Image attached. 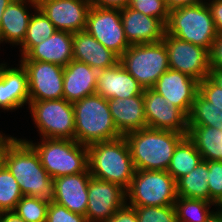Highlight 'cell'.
<instances>
[{
	"label": "cell",
	"mask_w": 222,
	"mask_h": 222,
	"mask_svg": "<svg viewBox=\"0 0 222 222\" xmlns=\"http://www.w3.org/2000/svg\"><path fill=\"white\" fill-rule=\"evenodd\" d=\"M188 126H210L222 130V109L213 107L198 92L188 116Z\"/></svg>",
	"instance_id": "obj_31"
},
{
	"label": "cell",
	"mask_w": 222,
	"mask_h": 222,
	"mask_svg": "<svg viewBox=\"0 0 222 222\" xmlns=\"http://www.w3.org/2000/svg\"><path fill=\"white\" fill-rule=\"evenodd\" d=\"M31 16L23 43L19 46L21 57L25 56L34 46L48 39L56 31L53 23L37 7Z\"/></svg>",
	"instance_id": "obj_29"
},
{
	"label": "cell",
	"mask_w": 222,
	"mask_h": 222,
	"mask_svg": "<svg viewBox=\"0 0 222 222\" xmlns=\"http://www.w3.org/2000/svg\"><path fill=\"white\" fill-rule=\"evenodd\" d=\"M105 222H138L135 208L125 204Z\"/></svg>",
	"instance_id": "obj_40"
},
{
	"label": "cell",
	"mask_w": 222,
	"mask_h": 222,
	"mask_svg": "<svg viewBox=\"0 0 222 222\" xmlns=\"http://www.w3.org/2000/svg\"><path fill=\"white\" fill-rule=\"evenodd\" d=\"M21 60L55 63L65 67L73 60V33L57 30L48 39L34 46Z\"/></svg>",
	"instance_id": "obj_25"
},
{
	"label": "cell",
	"mask_w": 222,
	"mask_h": 222,
	"mask_svg": "<svg viewBox=\"0 0 222 222\" xmlns=\"http://www.w3.org/2000/svg\"><path fill=\"white\" fill-rule=\"evenodd\" d=\"M209 2V3H208ZM207 5L218 34H222V0H208Z\"/></svg>",
	"instance_id": "obj_41"
},
{
	"label": "cell",
	"mask_w": 222,
	"mask_h": 222,
	"mask_svg": "<svg viewBox=\"0 0 222 222\" xmlns=\"http://www.w3.org/2000/svg\"><path fill=\"white\" fill-rule=\"evenodd\" d=\"M46 222H88L86 216L73 213L57 203L48 206Z\"/></svg>",
	"instance_id": "obj_37"
},
{
	"label": "cell",
	"mask_w": 222,
	"mask_h": 222,
	"mask_svg": "<svg viewBox=\"0 0 222 222\" xmlns=\"http://www.w3.org/2000/svg\"><path fill=\"white\" fill-rule=\"evenodd\" d=\"M132 207L135 208L138 222H178L174 205Z\"/></svg>",
	"instance_id": "obj_34"
},
{
	"label": "cell",
	"mask_w": 222,
	"mask_h": 222,
	"mask_svg": "<svg viewBox=\"0 0 222 222\" xmlns=\"http://www.w3.org/2000/svg\"><path fill=\"white\" fill-rule=\"evenodd\" d=\"M23 194L6 166L0 169V212L13 211Z\"/></svg>",
	"instance_id": "obj_32"
},
{
	"label": "cell",
	"mask_w": 222,
	"mask_h": 222,
	"mask_svg": "<svg viewBox=\"0 0 222 222\" xmlns=\"http://www.w3.org/2000/svg\"><path fill=\"white\" fill-rule=\"evenodd\" d=\"M203 160L195 144L185 136L175 147L167 172L177 181Z\"/></svg>",
	"instance_id": "obj_28"
},
{
	"label": "cell",
	"mask_w": 222,
	"mask_h": 222,
	"mask_svg": "<svg viewBox=\"0 0 222 222\" xmlns=\"http://www.w3.org/2000/svg\"><path fill=\"white\" fill-rule=\"evenodd\" d=\"M3 134L0 137V169H2L5 166V159H6V154L9 150V147L18 139L13 136H9Z\"/></svg>",
	"instance_id": "obj_42"
},
{
	"label": "cell",
	"mask_w": 222,
	"mask_h": 222,
	"mask_svg": "<svg viewBox=\"0 0 222 222\" xmlns=\"http://www.w3.org/2000/svg\"><path fill=\"white\" fill-rule=\"evenodd\" d=\"M37 7L57 30L71 33L86 28L90 0H36Z\"/></svg>",
	"instance_id": "obj_14"
},
{
	"label": "cell",
	"mask_w": 222,
	"mask_h": 222,
	"mask_svg": "<svg viewBox=\"0 0 222 222\" xmlns=\"http://www.w3.org/2000/svg\"><path fill=\"white\" fill-rule=\"evenodd\" d=\"M217 211L212 210L206 222H222V209L217 208Z\"/></svg>",
	"instance_id": "obj_47"
},
{
	"label": "cell",
	"mask_w": 222,
	"mask_h": 222,
	"mask_svg": "<svg viewBox=\"0 0 222 222\" xmlns=\"http://www.w3.org/2000/svg\"><path fill=\"white\" fill-rule=\"evenodd\" d=\"M27 141L36 151L40 162L52 179L84 172L88 168L87 145L71 139L41 138L33 143Z\"/></svg>",
	"instance_id": "obj_5"
},
{
	"label": "cell",
	"mask_w": 222,
	"mask_h": 222,
	"mask_svg": "<svg viewBox=\"0 0 222 222\" xmlns=\"http://www.w3.org/2000/svg\"><path fill=\"white\" fill-rule=\"evenodd\" d=\"M208 77L222 89V70L210 69Z\"/></svg>",
	"instance_id": "obj_46"
},
{
	"label": "cell",
	"mask_w": 222,
	"mask_h": 222,
	"mask_svg": "<svg viewBox=\"0 0 222 222\" xmlns=\"http://www.w3.org/2000/svg\"><path fill=\"white\" fill-rule=\"evenodd\" d=\"M161 94L170 105L190 115L193 102L199 92V81L187 74L168 69L152 87Z\"/></svg>",
	"instance_id": "obj_16"
},
{
	"label": "cell",
	"mask_w": 222,
	"mask_h": 222,
	"mask_svg": "<svg viewBox=\"0 0 222 222\" xmlns=\"http://www.w3.org/2000/svg\"><path fill=\"white\" fill-rule=\"evenodd\" d=\"M188 138L205 161H222V130L210 126H188Z\"/></svg>",
	"instance_id": "obj_26"
},
{
	"label": "cell",
	"mask_w": 222,
	"mask_h": 222,
	"mask_svg": "<svg viewBox=\"0 0 222 222\" xmlns=\"http://www.w3.org/2000/svg\"><path fill=\"white\" fill-rule=\"evenodd\" d=\"M147 127L188 133V116L152 88L143 91Z\"/></svg>",
	"instance_id": "obj_15"
},
{
	"label": "cell",
	"mask_w": 222,
	"mask_h": 222,
	"mask_svg": "<svg viewBox=\"0 0 222 222\" xmlns=\"http://www.w3.org/2000/svg\"><path fill=\"white\" fill-rule=\"evenodd\" d=\"M199 93L212 103L213 107L222 109V89L209 77L199 82Z\"/></svg>",
	"instance_id": "obj_38"
},
{
	"label": "cell",
	"mask_w": 222,
	"mask_h": 222,
	"mask_svg": "<svg viewBox=\"0 0 222 222\" xmlns=\"http://www.w3.org/2000/svg\"><path fill=\"white\" fill-rule=\"evenodd\" d=\"M98 71L88 64L72 60L64 67L63 98L74 103L96 93Z\"/></svg>",
	"instance_id": "obj_23"
},
{
	"label": "cell",
	"mask_w": 222,
	"mask_h": 222,
	"mask_svg": "<svg viewBox=\"0 0 222 222\" xmlns=\"http://www.w3.org/2000/svg\"><path fill=\"white\" fill-rule=\"evenodd\" d=\"M215 203L204 199L177 197L174 203L178 222H206Z\"/></svg>",
	"instance_id": "obj_30"
},
{
	"label": "cell",
	"mask_w": 222,
	"mask_h": 222,
	"mask_svg": "<svg viewBox=\"0 0 222 222\" xmlns=\"http://www.w3.org/2000/svg\"><path fill=\"white\" fill-rule=\"evenodd\" d=\"M209 202L222 196V161H208Z\"/></svg>",
	"instance_id": "obj_36"
},
{
	"label": "cell",
	"mask_w": 222,
	"mask_h": 222,
	"mask_svg": "<svg viewBox=\"0 0 222 222\" xmlns=\"http://www.w3.org/2000/svg\"><path fill=\"white\" fill-rule=\"evenodd\" d=\"M178 197L209 201L208 161L202 160L190 173L176 181Z\"/></svg>",
	"instance_id": "obj_27"
},
{
	"label": "cell",
	"mask_w": 222,
	"mask_h": 222,
	"mask_svg": "<svg viewBox=\"0 0 222 222\" xmlns=\"http://www.w3.org/2000/svg\"><path fill=\"white\" fill-rule=\"evenodd\" d=\"M85 30L119 58L130 46L125 37L120 8L91 5Z\"/></svg>",
	"instance_id": "obj_10"
},
{
	"label": "cell",
	"mask_w": 222,
	"mask_h": 222,
	"mask_svg": "<svg viewBox=\"0 0 222 222\" xmlns=\"http://www.w3.org/2000/svg\"><path fill=\"white\" fill-rule=\"evenodd\" d=\"M119 62L144 89L152 88L169 69L168 53L163 40L130 45Z\"/></svg>",
	"instance_id": "obj_8"
},
{
	"label": "cell",
	"mask_w": 222,
	"mask_h": 222,
	"mask_svg": "<svg viewBox=\"0 0 222 222\" xmlns=\"http://www.w3.org/2000/svg\"><path fill=\"white\" fill-rule=\"evenodd\" d=\"M19 62L27 71L30 101L63 99V66L35 60Z\"/></svg>",
	"instance_id": "obj_12"
},
{
	"label": "cell",
	"mask_w": 222,
	"mask_h": 222,
	"mask_svg": "<svg viewBox=\"0 0 222 222\" xmlns=\"http://www.w3.org/2000/svg\"><path fill=\"white\" fill-rule=\"evenodd\" d=\"M177 197L176 180L167 171L135 170L126 189L129 206H169Z\"/></svg>",
	"instance_id": "obj_7"
},
{
	"label": "cell",
	"mask_w": 222,
	"mask_h": 222,
	"mask_svg": "<svg viewBox=\"0 0 222 222\" xmlns=\"http://www.w3.org/2000/svg\"><path fill=\"white\" fill-rule=\"evenodd\" d=\"M129 0H90L91 5L109 8H124L128 6Z\"/></svg>",
	"instance_id": "obj_43"
},
{
	"label": "cell",
	"mask_w": 222,
	"mask_h": 222,
	"mask_svg": "<svg viewBox=\"0 0 222 222\" xmlns=\"http://www.w3.org/2000/svg\"><path fill=\"white\" fill-rule=\"evenodd\" d=\"M125 204L126 190L122 186L91 176L86 212L88 222H105Z\"/></svg>",
	"instance_id": "obj_13"
},
{
	"label": "cell",
	"mask_w": 222,
	"mask_h": 222,
	"mask_svg": "<svg viewBox=\"0 0 222 222\" xmlns=\"http://www.w3.org/2000/svg\"><path fill=\"white\" fill-rule=\"evenodd\" d=\"M28 6L37 8V1L12 0L6 7L0 24V44L8 42L12 46H18L23 43L33 14V12L30 14Z\"/></svg>",
	"instance_id": "obj_21"
},
{
	"label": "cell",
	"mask_w": 222,
	"mask_h": 222,
	"mask_svg": "<svg viewBox=\"0 0 222 222\" xmlns=\"http://www.w3.org/2000/svg\"><path fill=\"white\" fill-rule=\"evenodd\" d=\"M73 60L100 71L115 66L120 58L86 30L73 33Z\"/></svg>",
	"instance_id": "obj_22"
},
{
	"label": "cell",
	"mask_w": 222,
	"mask_h": 222,
	"mask_svg": "<svg viewBox=\"0 0 222 222\" xmlns=\"http://www.w3.org/2000/svg\"><path fill=\"white\" fill-rule=\"evenodd\" d=\"M166 5L169 9V11H172L174 9L182 8L184 6H192L197 5L200 3H205L204 0H165Z\"/></svg>",
	"instance_id": "obj_44"
},
{
	"label": "cell",
	"mask_w": 222,
	"mask_h": 222,
	"mask_svg": "<svg viewBox=\"0 0 222 222\" xmlns=\"http://www.w3.org/2000/svg\"><path fill=\"white\" fill-rule=\"evenodd\" d=\"M143 91L144 88L120 62L98 71L96 93L107 100L143 95Z\"/></svg>",
	"instance_id": "obj_19"
},
{
	"label": "cell",
	"mask_w": 222,
	"mask_h": 222,
	"mask_svg": "<svg viewBox=\"0 0 222 222\" xmlns=\"http://www.w3.org/2000/svg\"><path fill=\"white\" fill-rule=\"evenodd\" d=\"M108 104L114 125L122 136L147 128L143 95L109 99Z\"/></svg>",
	"instance_id": "obj_24"
},
{
	"label": "cell",
	"mask_w": 222,
	"mask_h": 222,
	"mask_svg": "<svg viewBox=\"0 0 222 222\" xmlns=\"http://www.w3.org/2000/svg\"><path fill=\"white\" fill-rule=\"evenodd\" d=\"M90 178L91 174L87 168L79 174L53 179L55 203L66 207L73 213L86 216Z\"/></svg>",
	"instance_id": "obj_18"
},
{
	"label": "cell",
	"mask_w": 222,
	"mask_h": 222,
	"mask_svg": "<svg viewBox=\"0 0 222 222\" xmlns=\"http://www.w3.org/2000/svg\"><path fill=\"white\" fill-rule=\"evenodd\" d=\"M5 166L18 182L23 195L36 197L47 205L55 202L54 181L27 141L18 138L9 147Z\"/></svg>",
	"instance_id": "obj_1"
},
{
	"label": "cell",
	"mask_w": 222,
	"mask_h": 222,
	"mask_svg": "<svg viewBox=\"0 0 222 222\" xmlns=\"http://www.w3.org/2000/svg\"><path fill=\"white\" fill-rule=\"evenodd\" d=\"M72 104L78 143L88 146L122 136L114 125L107 99L95 93Z\"/></svg>",
	"instance_id": "obj_4"
},
{
	"label": "cell",
	"mask_w": 222,
	"mask_h": 222,
	"mask_svg": "<svg viewBox=\"0 0 222 222\" xmlns=\"http://www.w3.org/2000/svg\"><path fill=\"white\" fill-rule=\"evenodd\" d=\"M187 134L144 128L124 135L135 170L167 171L177 144Z\"/></svg>",
	"instance_id": "obj_2"
},
{
	"label": "cell",
	"mask_w": 222,
	"mask_h": 222,
	"mask_svg": "<svg viewBox=\"0 0 222 222\" xmlns=\"http://www.w3.org/2000/svg\"><path fill=\"white\" fill-rule=\"evenodd\" d=\"M0 66V108L12 111L29 105L28 75L20 63L19 67ZM10 67V68H9Z\"/></svg>",
	"instance_id": "obj_20"
},
{
	"label": "cell",
	"mask_w": 222,
	"mask_h": 222,
	"mask_svg": "<svg viewBox=\"0 0 222 222\" xmlns=\"http://www.w3.org/2000/svg\"><path fill=\"white\" fill-rule=\"evenodd\" d=\"M28 108L40 138L75 140L74 108L71 102L64 98L29 101Z\"/></svg>",
	"instance_id": "obj_9"
},
{
	"label": "cell",
	"mask_w": 222,
	"mask_h": 222,
	"mask_svg": "<svg viewBox=\"0 0 222 222\" xmlns=\"http://www.w3.org/2000/svg\"><path fill=\"white\" fill-rule=\"evenodd\" d=\"M162 40L168 53L169 69L187 74L199 82L208 77L210 67L207 49L180 40L167 32Z\"/></svg>",
	"instance_id": "obj_11"
},
{
	"label": "cell",
	"mask_w": 222,
	"mask_h": 222,
	"mask_svg": "<svg viewBox=\"0 0 222 222\" xmlns=\"http://www.w3.org/2000/svg\"><path fill=\"white\" fill-rule=\"evenodd\" d=\"M91 176L116 183L125 190L130 186L135 168L124 136L87 146Z\"/></svg>",
	"instance_id": "obj_3"
},
{
	"label": "cell",
	"mask_w": 222,
	"mask_h": 222,
	"mask_svg": "<svg viewBox=\"0 0 222 222\" xmlns=\"http://www.w3.org/2000/svg\"><path fill=\"white\" fill-rule=\"evenodd\" d=\"M0 222H25L14 211L0 212Z\"/></svg>",
	"instance_id": "obj_45"
},
{
	"label": "cell",
	"mask_w": 222,
	"mask_h": 222,
	"mask_svg": "<svg viewBox=\"0 0 222 222\" xmlns=\"http://www.w3.org/2000/svg\"><path fill=\"white\" fill-rule=\"evenodd\" d=\"M215 205L218 208L222 209V196L215 202Z\"/></svg>",
	"instance_id": "obj_49"
},
{
	"label": "cell",
	"mask_w": 222,
	"mask_h": 222,
	"mask_svg": "<svg viewBox=\"0 0 222 222\" xmlns=\"http://www.w3.org/2000/svg\"><path fill=\"white\" fill-rule=\"evenodd\" d=\"M128 7L160 19L165 25L168 22L170 11L165 0H129Z\"/></svg>",
	"instance_id": "obj_35"
},
{
	"label": "cell",
	"mask_w": 222,
	"mask_h": 222,
	"mask_svg": "<svg viewBox=\"0 0 222 222\" xmlns=\"http://www.w3.org/2000/svg\"><path fill=\"white\" fill-rule=\"evenodd\" d=\"M48 206L36 197L23 195L13 211L25 222H46Z\"/></svg>",
	"instance_id": "obj_33"
},
{
	"label": "cell",
	"mask_w": 222,
	"mask_h": 222,
	"mask_svg": "<svg viewBox=\"0 0 222 222\" xmlns=\"http://www.w3.org/2000/svg\"><path fill=\"white\" fill-rule=\"evenodd\" d=\"M166 32L208 51L218 35L207 2L170 11Z\"/></svg>",
	"instance_id": "obj_6"
},
{
	"label": "cell",
	"mask_w": 222,
	"mask_h": 222,
	"mask_svg": "<svg viewBox=\"0 0 222 222\" xmlns=\"http://www.w3.org/2000/svg\"><path fill=\"white\" fill-rule=\"evenodd\" d=\"M11 1L12 0H0V24H1V21H2L3 12L5 11L6 7L9 5V3Z\"/></svg>",
	"instance_id": "obj_48"
},
{
	"label": "cell",
	"mask_w": 222,
	"mask_h": 222,
	"mask_svg": "<svg viewBox=\"0 0 222 222\" xmlns=\"http://www.w3.org/2000/svg\"><path fill=\"white\" fill-rule=\"evenodd\" d=\"M210 69L222 70V34H218L209 51Z\"/></svg>",
	"instance_id": "obj_39"
},
{
	"label": "cell",
	"mask_w": 222,
	"mask_h": 222,
	"mask_svg": "<svg viewBox=\"0 0 222 222\" xmlns=\"http://www.w3.org/2000/svg\"><path fill=\"white\" fill-rule=\"evenodd\" d=\"M121 20L130 45L159 42L166 33V25L160 19L128 6L121 8Z\"/></svg>",
	"instance_id": "obj_17"
}]
</instances>
